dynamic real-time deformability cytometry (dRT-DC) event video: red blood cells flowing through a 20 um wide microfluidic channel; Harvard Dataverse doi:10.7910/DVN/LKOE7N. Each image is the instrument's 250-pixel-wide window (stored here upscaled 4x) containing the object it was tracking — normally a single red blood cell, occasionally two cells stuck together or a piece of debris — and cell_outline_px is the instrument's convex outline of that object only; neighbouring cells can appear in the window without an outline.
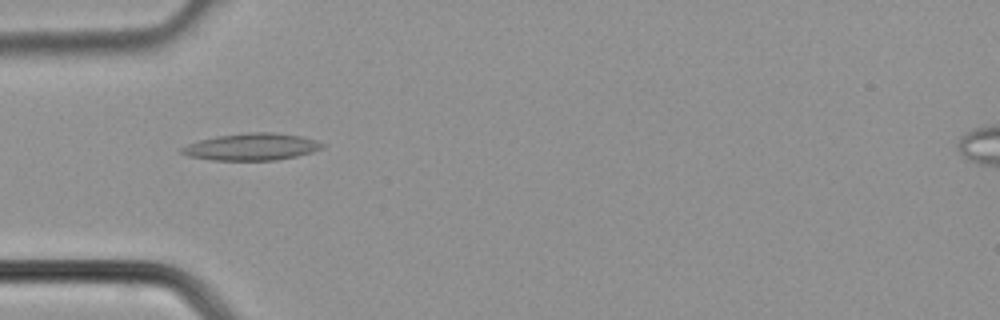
{"species": "common noctule bat (a hibernating species)", "species_latin": "Nyctalus noctula", "temperature_condition": "cold", "stored_images_in_passage": 37, "camera_frame_rate_fps": 3000, "um_per_image_px": 0.085, "animal": {"sex": "male", "body_mass_g": 21.5, "forearm_length_mm": 52.0}, "frame": {"image": 1, "passage_image": 12, "time_ms": 3.667, "image_size_px": [1000, 320], "cell_outline_px": [[328, 144], [324, 148], [312, 152], [296, 156], [276, 160], [212, 160], [188, 156], [180, 152], [180, 148], [188, 144], [200, 140], [216, 136], [248, 132], [272, 132], [300, 136], [316, 140]], "centroid_in_image_um": [21.42, 12.48], "position_along_channel_um": 63.6, "area_um2": 22.2}}
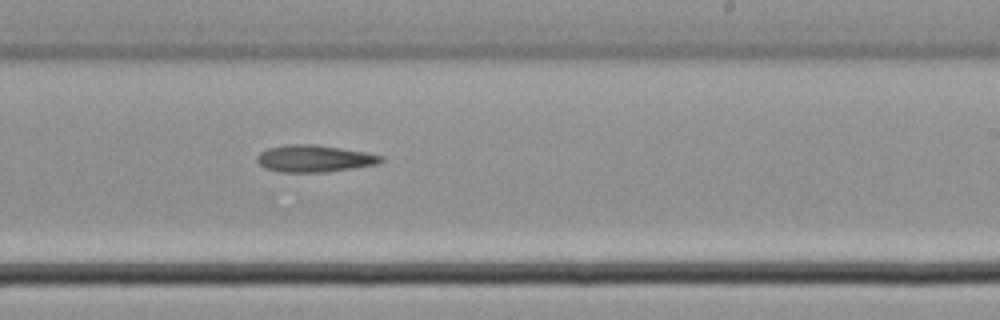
{"frame": {"image": 2, "passage_image": 23, "time_ms": 7.333, "image_size_px": [1000, 320], "cell_outline_px": [[384, 160], [376, 164], [328, 172], [280, 172], [264, 168], [256, 160], [256, 156], [260, 152], [268, 148], [288, 144], [312, 144], [340, 148], [364, 152], [384, 156]], "centroid_in_image_um": [26.68, 13.48], "position_along_channel_um": 262.3, "area_um2": 19.42}}
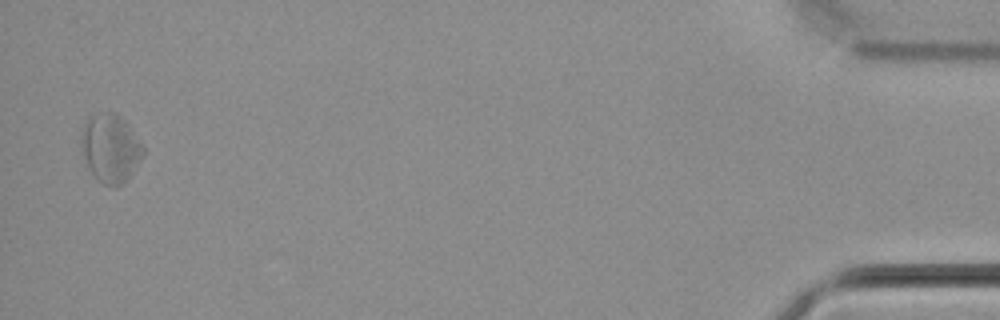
{"frame": {"image": 3, "passage_image": 37, "time_ms": 12.0, "image_size_px": [1000, 320], "cell_outline_px": [[144, 156], [128, 176], [120, 184], [104, 184], [92, 172], [88, 164], [80, 140], [84, 124], [92, 116], [108, 112], [116, 112], [128, 124], [144, 148]], "centroid_in_image_um": [9.42, 12.55], "position_along_channel_um": 425.8, "area_um2": 23.58}}